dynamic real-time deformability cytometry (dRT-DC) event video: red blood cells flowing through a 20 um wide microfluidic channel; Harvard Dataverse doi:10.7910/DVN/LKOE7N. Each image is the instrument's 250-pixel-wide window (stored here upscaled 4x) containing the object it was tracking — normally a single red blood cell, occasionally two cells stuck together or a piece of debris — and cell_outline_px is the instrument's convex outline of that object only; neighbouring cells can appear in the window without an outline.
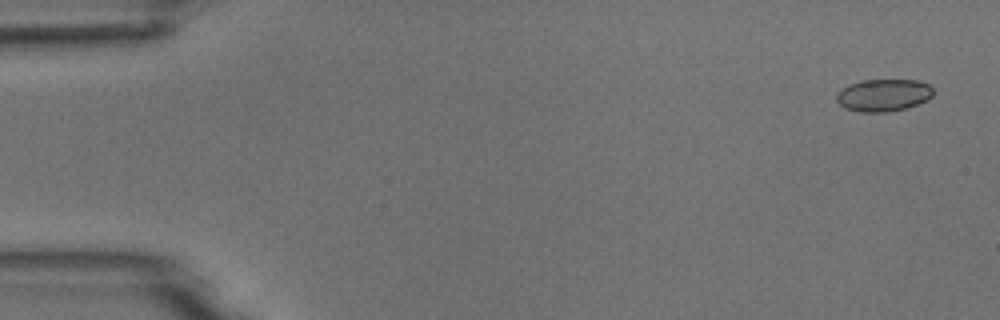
{"species": "common noctule bat (a hibernating species)", "species_latin": "Nyctalus noctula", "temperature_condition": "room temperature", "stored_images_in_passage": 4, "camera_frame_rate_fps": 3000, "um_per_image_px": 0.085, "animal": {"sex": "male", "body_mass_g": 18.8}, "frame": {"image": 1, "passage_image": 1, "time_ms": 0.0, "image_size_px": [1000, 320], "cell_outline_px": [[932, 96], [928, 100], [904, 108], [888, 112], [860, 112], [844, 108], [836, 100], [836, 96], [848, 84], [864, 80], [920, 80], [928, 84], [932, 88]], "centroid_in_image_um": [75.1, 8.09], "position_along_channel_um": 9.9, "area_um2": 18.09}}
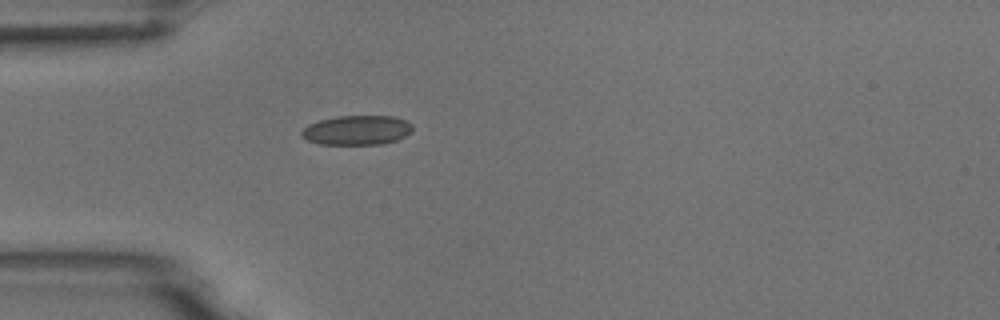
{"frame": {"image": 2, "passage_image": 4, "time_ms": 4.333, "image_size_px": [1000, 320], "cell_outline_px": [[412, 132], [396, 140], [384, 144], [320, 144], [308, 140], [300, 136], [300, 132], [308, 124], [320, 120], [336, 116], [392, 116], [408, 120], [412, 124]], "centroid_in_image_um": [30.35, 11.06], "position_along_channel_um": 54.7, "area_um2": 19.19}}